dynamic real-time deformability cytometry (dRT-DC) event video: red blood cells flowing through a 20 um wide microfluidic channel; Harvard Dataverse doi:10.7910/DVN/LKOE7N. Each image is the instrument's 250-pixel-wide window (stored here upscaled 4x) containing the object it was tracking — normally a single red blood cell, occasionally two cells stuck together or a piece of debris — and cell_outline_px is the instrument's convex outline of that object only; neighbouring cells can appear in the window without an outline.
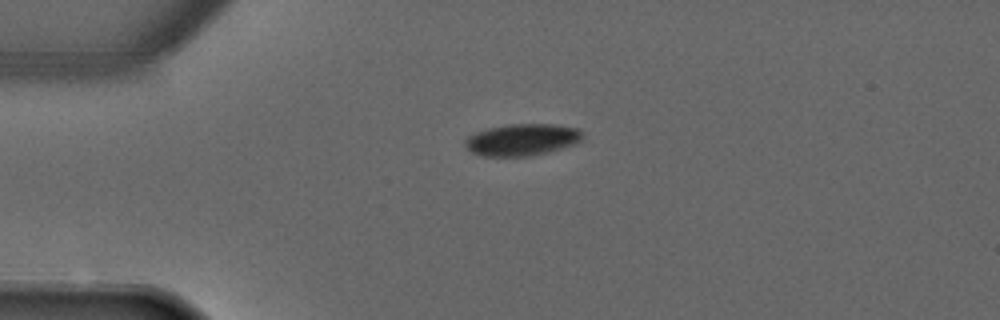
{"species": "common noctule bat (a hibernating species)", "species_latin": "Nyctalus noctula", "temperature_condition": "warm", "stored_images_in_passage": 5, "camera_frame_rate_fps": 3000, "um_per_image_px": 0.085, "animal": {"sex": "male", "forearm_length_mm": 52.5}, "frame": {"image": 1, "passage_image": 5, "time_ms": 4.667, "image_size_px": [1000, 320], "cell_outline_px": [[584, 136], [576, 144], [548, 152], [532, 156], [484, 156], [472, 152], [464, 144], [464, 140], [468, 136], [484, 128], [508, 124], [556, 124], [580, 128], [584, 132]], "centroid_in_image_um": [44.41, 11.86], "position_along_channel_um": 40.6, "area_um2": 22.14}}